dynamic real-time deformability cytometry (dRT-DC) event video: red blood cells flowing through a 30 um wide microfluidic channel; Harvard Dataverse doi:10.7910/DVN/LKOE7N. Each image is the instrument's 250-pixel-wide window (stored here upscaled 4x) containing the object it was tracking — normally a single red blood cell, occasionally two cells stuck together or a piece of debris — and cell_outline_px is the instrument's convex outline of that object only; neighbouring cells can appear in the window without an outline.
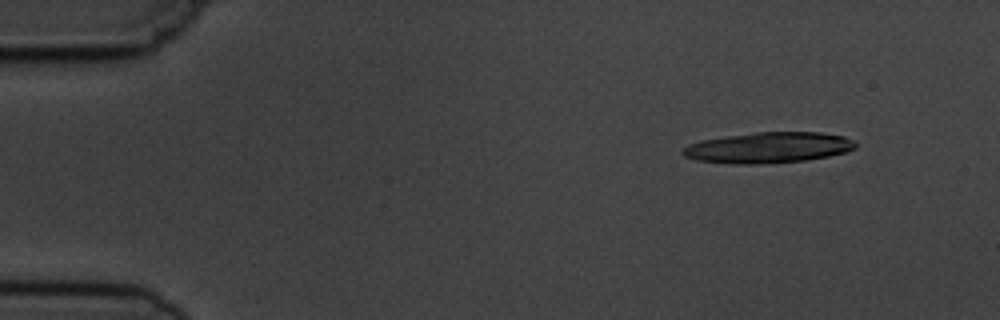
{"species": "common noctule bat (a hibernating species)", "species_latin": "Nyctalus noctula", "temperature_condition": "cold", "stored_images_in_passage": 3, "camera_frame_rate_fps": 3000, "um_per_image_px": 0.085, "animal": {"sex": "male", "body_mass_g": 19.5, "forearm_length_mm": 54.6}, "frame": {"image": 1, "passage_image": 1, "time_ms": 0.0, "image_size_px": [1000, 320], "cell_outline_px": [[856, 148], [848, 152], [828, 156], [804, 160], [756, 164], [732, 164], [696, 160], [684, 156], [680, 152], [688, 144], [700, 140], [756, 132], [820, 132], [844, 136], [852, 140], [856, 144]], "centroid_in_image_um": [65.3, 12.54], "position_along_channel_um": 19.7, "area_um2": 30.98}}